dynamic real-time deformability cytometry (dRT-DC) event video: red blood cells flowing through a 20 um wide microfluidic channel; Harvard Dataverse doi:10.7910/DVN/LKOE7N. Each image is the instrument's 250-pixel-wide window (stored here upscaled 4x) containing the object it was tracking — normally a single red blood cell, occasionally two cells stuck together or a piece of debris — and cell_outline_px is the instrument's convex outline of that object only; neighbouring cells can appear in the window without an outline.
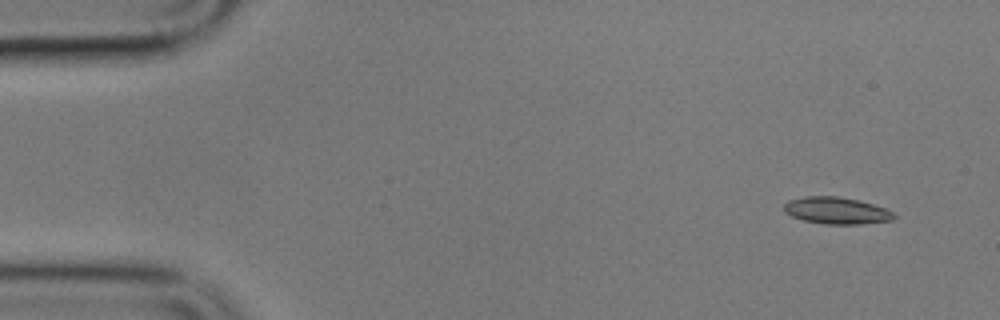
{"species": "common noctule bat (a hibernating species)", "species_latin": "Nyctalus noctula", "temperature_condition": "cold", "stored_images_in_passage": 6, "camera_frame_rate_fps": 3000, "um_per_image_px": 0.085, "animal": {"sex": "male", "body_mass_g": 17.9}, "frame": {"image": 1, "passage_image": 1, "time_ms": 0.0, "image_size_px": [1000, 320], "cell_outline_px": [[896, 216], [892, 220], [860, 224], [824, 224], [804, 220], [792, 216], [784, 212], [784, 204], [788, 200], [804, 196], [836, 196], [860, 200], [896, 212]], "centroid_in_image_um": [71.11, 17.89], "position_along_channel_um": 13.9, "area_um2": 17.28}}
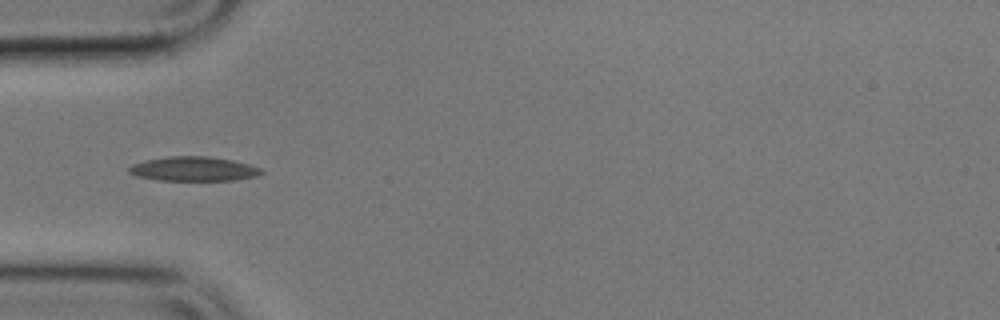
{"frame": {"image": 2, "passage_image": 5, "time_ms": 4.667, "image_size_px": [1000, 320], "cell_outline_px": [[264, 172], [256, 176], [232, 180], [160, 180], [136, 176], [128, 172], [128, 168], [132, 164], [144, 160], [168, 156], [208, 156], [232, 160], [248, 164], [260, 168]], "centroid_in_image_um": [16.42, 14.35], "position_along_channel_um": 68.6, "area_um2": 18.73}}
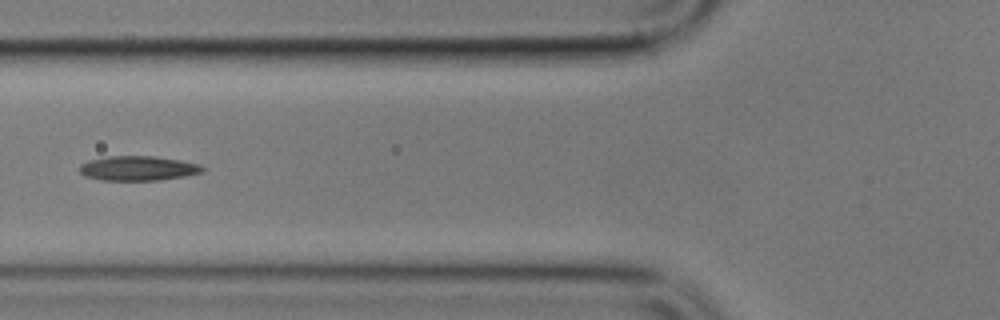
{"frame": {"image": 3, "passage_image": 6, "time_ms": 6.0, "image_size_px": [1000, 320], "cell_outline_px": [[208, 168], [204, 172], [184, 176], [160, 180], [100, 180], [84, 176], [80, 172], [80, 164], [88, 160], [108, 156], [156, 156], [180, 160], [200, 164]], "centroid_in_image_um": [11.76, 14.3], "position_along_channel_um": 114.0, "area_um2": 17.86}}